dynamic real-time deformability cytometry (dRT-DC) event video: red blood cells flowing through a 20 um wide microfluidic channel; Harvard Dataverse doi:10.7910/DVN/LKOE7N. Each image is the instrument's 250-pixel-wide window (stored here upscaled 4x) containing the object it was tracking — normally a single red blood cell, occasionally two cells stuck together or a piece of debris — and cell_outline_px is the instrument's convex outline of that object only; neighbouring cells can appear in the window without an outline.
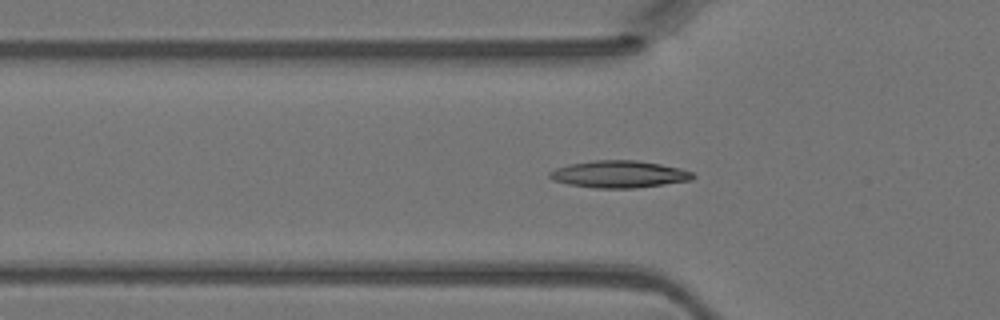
{"species": "Egyptian fruit bat (a non-hibernating species)", "species_latin": "Rousettus aegyptiacus", "temperature_condition": "warm", "stored_images_in_passage": 36, "camera_frame_rate_fps": 3000, "um_per_image_px": 0.085, "animal": {"sex": "female"}, "frame": {"image": 1, "passage_image": 4, "time_ms": 1.0, "image_size_px": [1000, 320], "cell_outline_px": [[696, 176], [692, 180], [636, 188], [596, 188], [568, 184], [552, 180], [548, 176], [548, 172], [556, 168], [568, 164], [592, 160], [636, 160], [660, 164], [680, 168], [692, 172]], "centroid_in_image_um": [52.6, 14.8], "position_along_channel_um": 73.2, "area_um2": 22.72}}
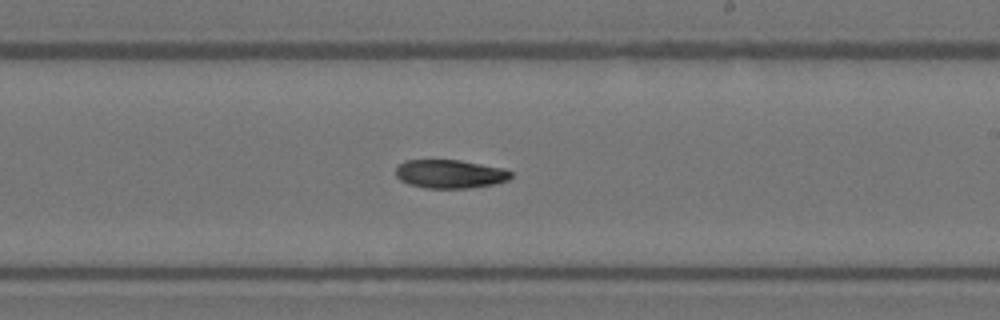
{"frame": {"image": 2, "passage_image": 16, "time_ms": 5.0, "image_size_px": [1000, 320], "cell_outline_px": [[512, 176], [508, 180], [492, 184], [472, 188], [424, 188], [408, 184], [400, 180], [396, 176], [396, 168], [404, 160], [460, 160], [504, 168], [512, 172]], "centroid_in_image_um": [38.24, 14.79], "position_along_channel_um": 250.8, "area_um2": 19.25}}
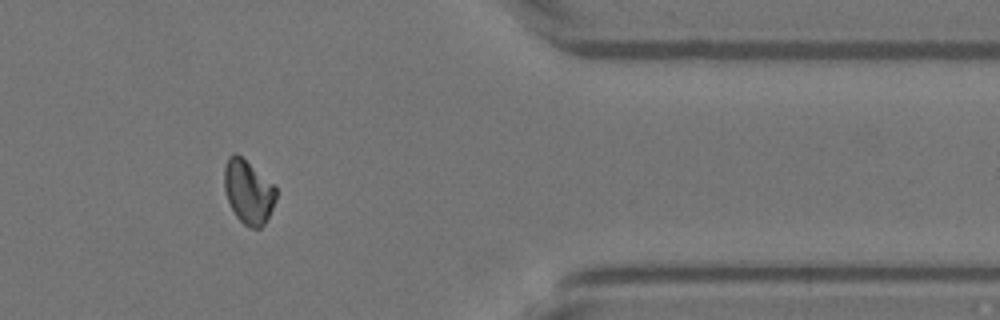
{"frame": {"image": 3, "passage_image": 27, "time_ms": 8.667, "image_size_px": [1000, 320], "cell_outline_px": [[276, 200], [264, 224], [260, 228], [248, 228], [236, 216], [228, 200], [224, 188], [224, 168], [228, 156], [232, 152], [236, 152], [272, 184], [276, 188]], "centroid_in_image_um": [21.08, 16.3], "position_along_channel_um": 390.3, "area_um2": 18.96}}